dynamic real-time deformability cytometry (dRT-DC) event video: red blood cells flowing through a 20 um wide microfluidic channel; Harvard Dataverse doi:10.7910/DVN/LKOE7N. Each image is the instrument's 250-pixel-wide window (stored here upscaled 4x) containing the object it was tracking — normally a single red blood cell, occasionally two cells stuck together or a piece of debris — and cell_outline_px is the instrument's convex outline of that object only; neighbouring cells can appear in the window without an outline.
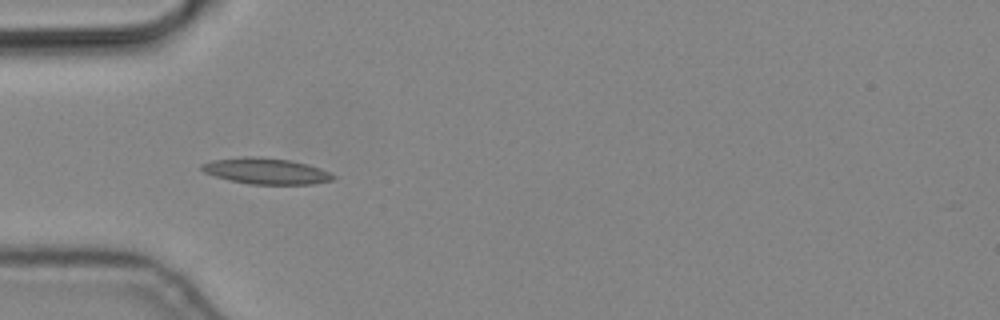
{"species": "common noctule bat (a hibernating species)", "species_latin": "Nyctalus noctula", "temperature_condition": "cold", "stored_images_in_passage": 6, "camera_frame_rate_fps": 3000, "um_per_image_px": 0.085, "animal": {"sex": "male", "body_mass_g": 19.2, "forearm_length_mm": 51.8}, "frame": {"image": 1, "passage_image": 1, "time_ms": 0.0, "image_size_px": [1000, 320], "cell_outline_px": [[336, 176], [332, 180], [312, 184], [248, 184], [228, 180], [204, 172], [200, 168], [200, 164], [212, 160], [244, 156], [248, 156], [288, 160], [320, 168]], "centroid_in_image_um": [22.56, 14.55], "position_along_channel_um": 62.4, "area_um2": 19.71}}
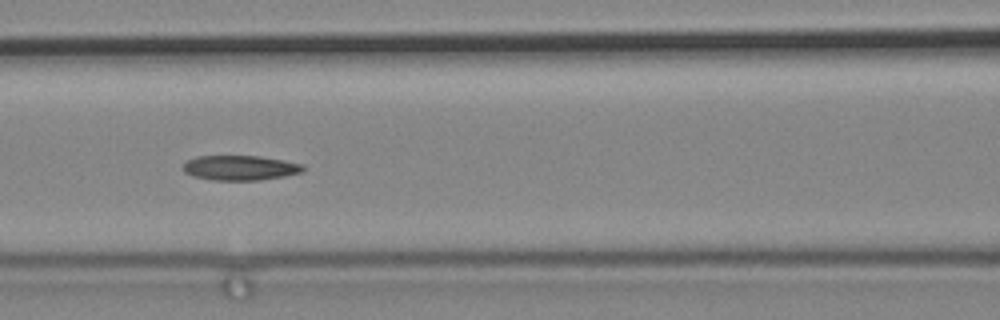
{"frame": {"image": 2, "passage_image": 3, "time_ms": 0.667, "image_size_px": [1000, 320], "cell_outline_px": [[304, 172], [284, 176], [260, 180], [212, 180], [192, 176], [184, 172], [184, 164], [188, 160], [196, 156], [260, 156], [284, 160], [304, 164]], "centroid_in_image_um": [20.44, 14.26], "position_along_channel_um": 146.2, "area_um2": 17.46}}
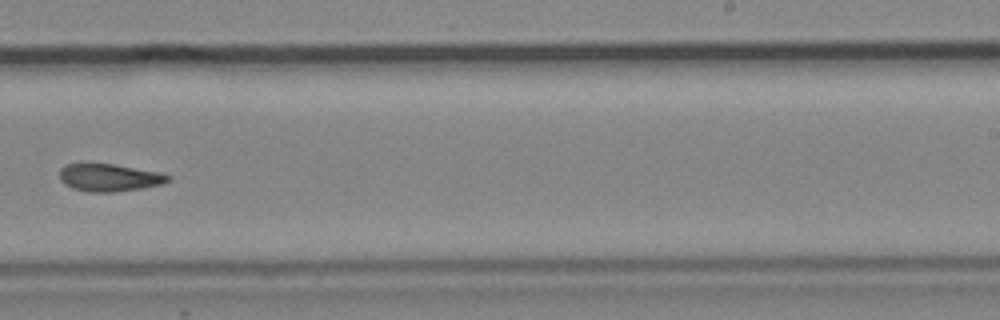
{"frame": {"image": 3, "passage_image": 6, "time_ms": 1.667, "image_size_px": [1000, 320], "cell_outline_px": [[172, 176], [164, 184], [140, 188], [112, 192], [88, 192], [72, 188], [64, 184], [60, 180], [60, 168], [64, 164], [112, 164], [160, 172]], "centroid_in_image_um": [9.28, 15.1], "position_along_channel_um": 279.7, "area_um2": 17.34}}